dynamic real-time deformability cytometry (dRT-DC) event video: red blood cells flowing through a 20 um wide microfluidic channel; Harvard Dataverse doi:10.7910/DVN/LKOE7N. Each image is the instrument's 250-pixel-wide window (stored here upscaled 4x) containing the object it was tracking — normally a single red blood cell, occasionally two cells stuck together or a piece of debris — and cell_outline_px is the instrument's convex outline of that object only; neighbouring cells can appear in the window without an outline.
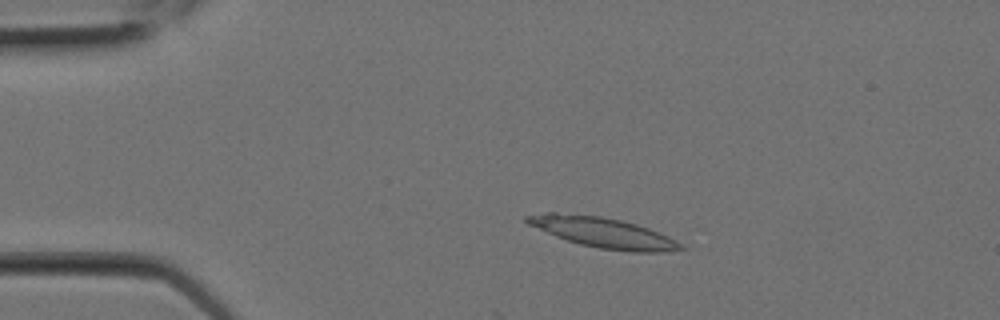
{"species": "Egyptian fruit bat (a non-hibernating species)", "species_latin": "Rousettus aegyptiacus", "temperature_condition": "room temperature", "stored_images_in_passage": 13, "camera_frame_rate_fps": 3000, "um_per_image_px": 0.085, "animal": {"sex": "female"}, "frame": {"image": 1, "passage_image": 4, "time_ms": 1.0, "image_size_px": [1000, 320], "cell_outline_px": [[684, 248], [664, 252], [632, 252], [600, 248], [580, 244], [556, 236], [528, 224], [524, 220], [524, 216], [544, 212], [556, 212], [600, 216], [620, 220], [636, 224], [648, 228], [668, 236], [676, 240]], "centroid_in_image_um": [51.23, 19.75], "position_along_channel_um": 33.8, "area_um2": 26.82}}
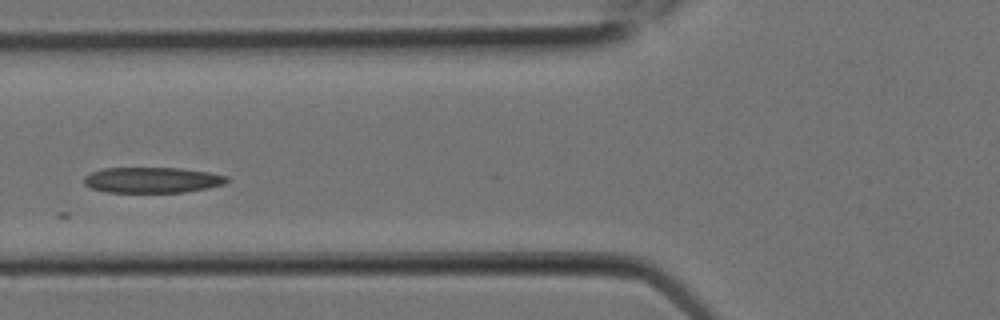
{"frame": {"image": 2, "passage_image": 8, "time_ms": 2.333, "image_size_px": [1000, 320], "cell_outline_px": [[228, 180], [224, 184], [208, 188], [184, 192], [108, 192], [92, 188], [84, 184], [84, 176], [92, 172], [104, 168], [180, 168], [208, 172], [228, 176]], "centroid_in_image_um": [12.95, 15.3], "position_along_channel_um": 112.9, "area_um2": 21.27}}
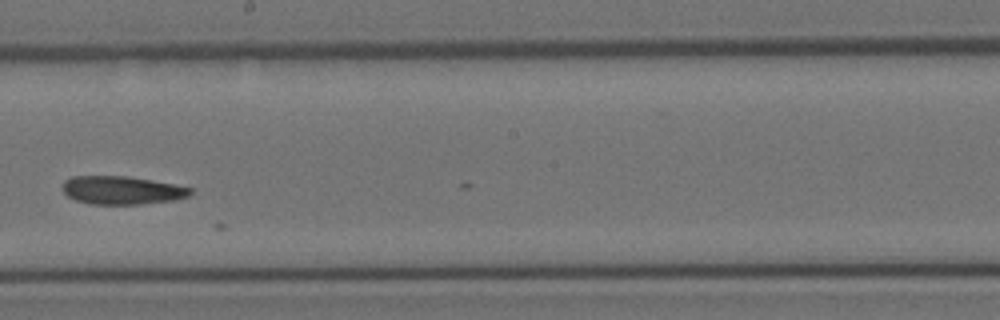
{"frame": {"image": 3, "passage_image": 12, "time_ms": 3.667, "image_size_px": [1000, 320], "cell_outline_px": [[192, 192], [188, 196], [176, 200], [140, 204], [88, 204], [76, 200], [68, 196], [60, 188], [64, 180], [72, 176], [128, 176], [176, 184], [192, 188]], "centroid_in_image_um": [10.35, 16.16], "position_along_channel_um": 237.9, "area_um2": 21.27}}